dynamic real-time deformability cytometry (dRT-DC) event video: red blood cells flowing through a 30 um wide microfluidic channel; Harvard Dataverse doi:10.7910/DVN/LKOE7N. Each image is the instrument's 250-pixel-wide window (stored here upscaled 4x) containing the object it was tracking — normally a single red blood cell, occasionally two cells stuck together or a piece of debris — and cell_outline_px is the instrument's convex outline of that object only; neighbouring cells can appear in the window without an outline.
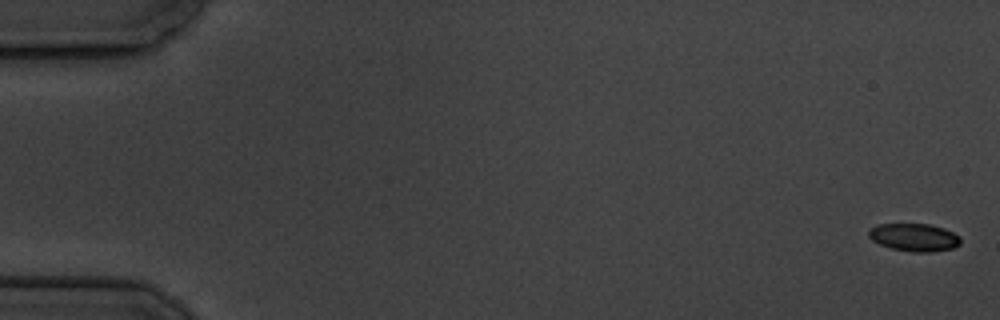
{"species": "common noctule bat (a hibernating species)", "species_latin": "Nyctalus noctula", "temperature_condition": "cold", "stored_images_in_passage": 6, "camera_frame_rate_fps": 3000, "um_per_image_px": 0.085, "animal": {"sex": "male", "body_mass_g": 19.5, "forearm_length_mm": 54.6}, "frame": {"image": 1, "passage_image": 1, "time_ms": 0.0, "image_size_px": [1000, 320], "cell_outline_px": [[960, 244], [952, 248], [928, 252], [912, 252], [892, 248], [880, 244], [872, 240], [868, 236], [868, 232], [876, 224], [928, 224], [944, 228], [960, 236]], "centroid_in_image_um": [77.7, 20.17], "position_along_channel_um": 7.3, "area_um2": 14.74}}
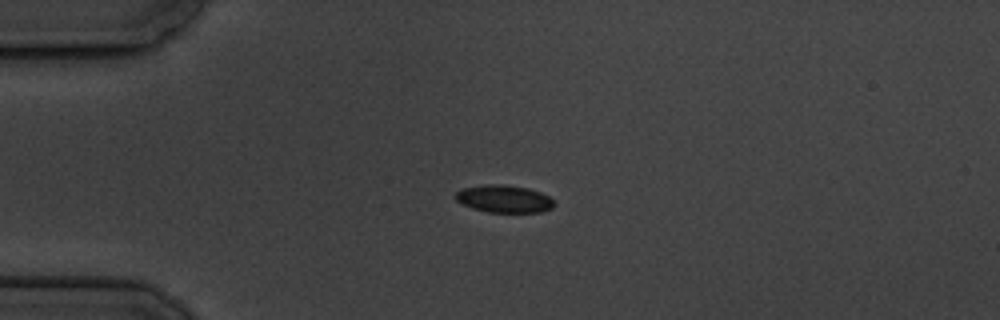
{"frame": {"image": 2, "passage_image": 5, "time_ms": 4.667, "image_size_px": [1000, 320], "cell_outline_px": [[552, 208], [540, 212], [488, 212], [472, 208], [460, 204], [456, 200], [456, 192], [464, 188], [484, 184], [504, 184], [528, 188], [540, 192], [548, 196], [552, 200]], "centroid_in_image_um": [42.81, 16.9], "position_along_channel_um": 42.2, "area_um2": 15.72}}